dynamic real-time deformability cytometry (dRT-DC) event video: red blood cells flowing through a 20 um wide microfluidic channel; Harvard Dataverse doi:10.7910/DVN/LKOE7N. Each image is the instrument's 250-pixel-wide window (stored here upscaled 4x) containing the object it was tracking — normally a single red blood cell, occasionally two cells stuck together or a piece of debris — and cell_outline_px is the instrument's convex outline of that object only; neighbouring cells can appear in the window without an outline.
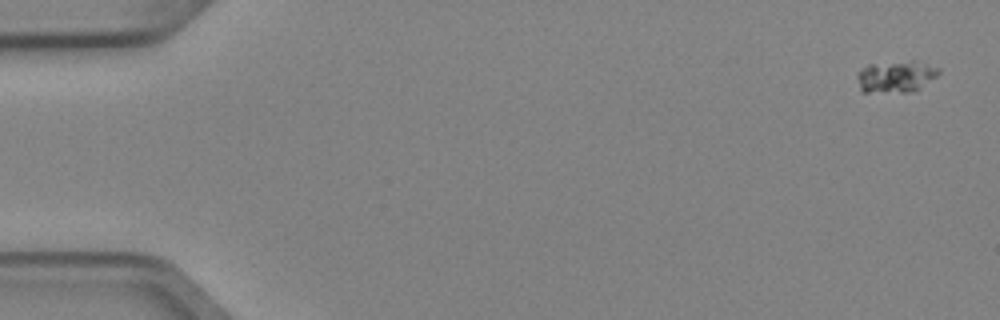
{"species": "Egyptian fruit bat (a non-hibernating species)", "species_latin": "Rousettus aegyptiacus", "temperature_condition": "cold", "stored_images_in_passage": 5, "camera_frame_rate_fps": 3000, "um_per_image_px": 0.085, "animal": {"sex": "female"}, "frame": {"image": 1, "passage_image": 1, "time_ms": 0.0, "image_size_px": [1000, 320], "cell_outline_px": [[940, 72], [936, 76], [920, 88], [908, 92], [864, 92], [860, 88], [856, 76], [860, 68], [868, 64], [912, 60], [916, 60], [940, 68]], "centroid_in_image_um": [76.14, 6.48], "position_along_channel_um": 8.9, "area_um2": 15.2}}
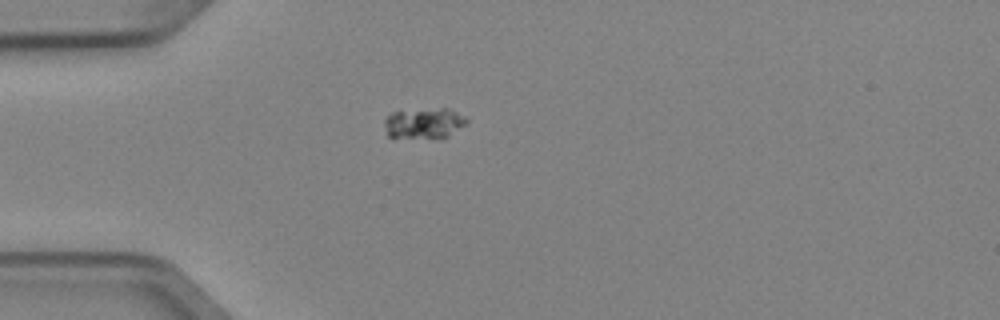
{"frame": {"image": 2, "passage_image": 4, "time_ms": 1.0, "image_size_px": [1000, 320], "cell_outline_px": [[468, 120], [464, 124], [448, 136], [392, 140], [388, 136], [384, 124], [384, 120], [392, 112], [440, 108], [448, 108], [464, 116]], "centroid_in_image_um": [35.96, 10.5], "position_along_channel_um": 49.0, "area_um2": 14.68}}